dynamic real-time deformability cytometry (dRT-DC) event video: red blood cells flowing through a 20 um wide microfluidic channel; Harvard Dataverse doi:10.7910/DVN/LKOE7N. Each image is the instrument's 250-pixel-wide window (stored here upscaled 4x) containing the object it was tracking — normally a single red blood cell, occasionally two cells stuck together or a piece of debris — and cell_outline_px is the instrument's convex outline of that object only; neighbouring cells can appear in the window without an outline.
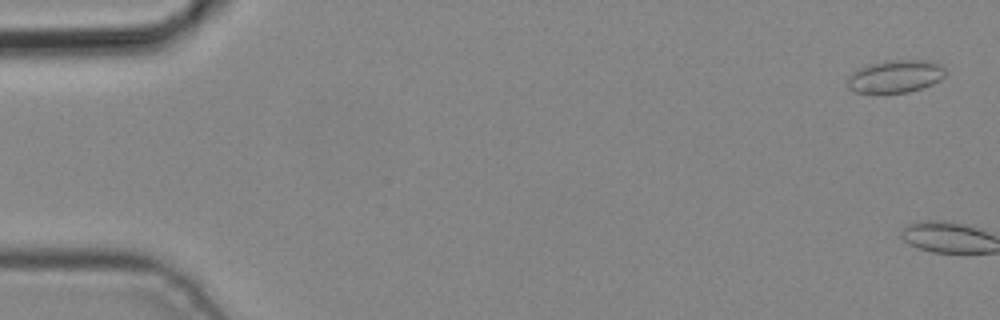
{"species": "common noctule bat (a hibernating species)", "species_latin": "Nyctalus noctula", "temperature_condition": "cold", "stored_images_in_passage": 5, "camera_frame_rate_fps": 3000, "um_per_image_px": 0.085, "animal": {"sex": "male", "body_mass_g": 19.2, "forearm_length_mm": 51.8}, "frame": {"image": 1, "passage_image": 1, "time_ms": 0.0, "image_size_px": [1000, 320], "cell_outline_px": [[944, 76], [940, 80], [924, 88], [908, 92], [876, 96], [856, 92], [848, 88], [848, 76], [856, 68], [868, 64], [884, 60], [924, 60], [940, 64], [944, 68]], "centroid_in_image_um": [76.04, 6.53], "position_along_channel_um": 9.0, "area_um2": 19.42}}